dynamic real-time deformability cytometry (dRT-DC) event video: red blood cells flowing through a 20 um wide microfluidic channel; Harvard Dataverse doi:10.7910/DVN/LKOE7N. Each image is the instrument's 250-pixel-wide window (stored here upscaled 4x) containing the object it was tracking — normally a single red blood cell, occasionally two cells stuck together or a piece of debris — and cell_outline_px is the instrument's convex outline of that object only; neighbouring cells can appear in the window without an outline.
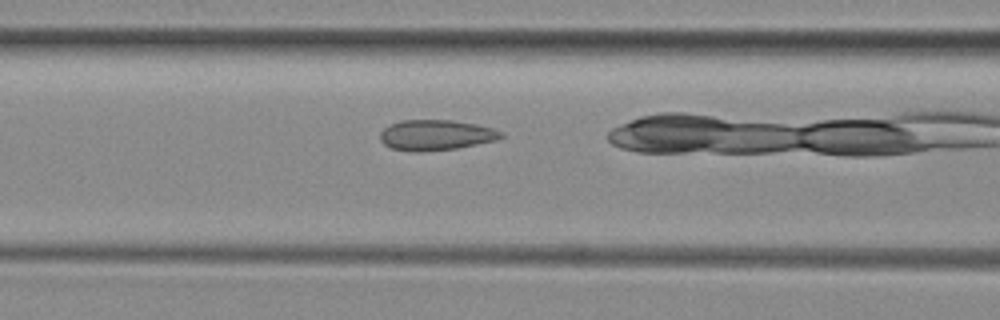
{"species": "common noctule bat (a hibernating species)", "species_latin": "Nyctalus noctula", "temperature_condition": "room temperature", "stored_images_in_passage": 26, "camera_frame_rate_fps": 3000, "um_per_image_px": 0.085, "animal": {"sex": "female", "body_mass_g": 29.2, "forearm_length_mm": 56.3}, "frame": {"image": 1, "passage_image": 8, "time_ms": 2.333, "image_size_px": [1000, 320], "cell_outline_px": [[504, 136], [496, 140], [456, 148], [420, 152], [412, 152], [392, 148], [384, 144], [380, 140], [380, 132], [384, 128], [400, 120], [452, 120], [476, 124], [492, 128], [504, 132]], "centroid_in_image_um": [37.05, 11.48], "position_along_channel_um": 129.6, "area_um2": 21.44}}